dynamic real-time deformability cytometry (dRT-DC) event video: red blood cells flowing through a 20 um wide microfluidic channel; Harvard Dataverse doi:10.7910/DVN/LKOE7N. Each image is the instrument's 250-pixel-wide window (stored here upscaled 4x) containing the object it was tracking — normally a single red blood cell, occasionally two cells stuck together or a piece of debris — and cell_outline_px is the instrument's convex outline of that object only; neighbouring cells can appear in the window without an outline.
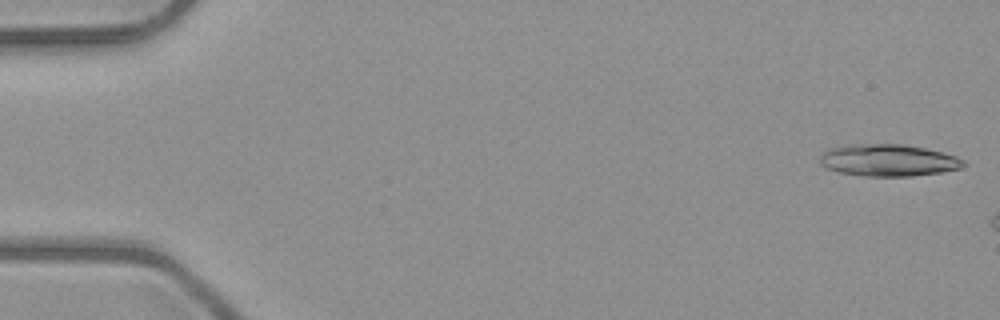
{"species": "common noctule bat (a hibernating species)", "species_latin": "Nyctalus noctula", "temperature_condition": "room temperature", "stored_images_in_passage": 9, "camera_frame_rate_fps": 3000, "um_per_image_px": 0.085, "animal": {"sex": "male", "body_mass_g": 23.1, "forearm_length_mm": 52.7}, "frame": {"image": 1, "passage_image": 1, "time_ms": 0.0, "image_size_px": [1000, 320], "cell_outline_px": [[968, 164], [964, 168], [940, 172], [912, 176], [864, 176], [840, 172], [828, 168], [820, 164], [820, 156], [828, 148], [844, 144], [904, 144], [944, 152], [956, 156], [964, 160]], "centroid_in_image_um": [75.53, 13.61], "position_along_channel_um": 9.5, "area_um2": 26.99}}